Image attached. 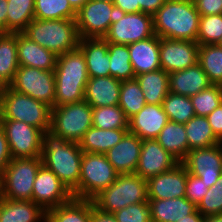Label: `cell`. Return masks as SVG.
<instances>
[{"label": "cell", "instance_id": "obj_1", "mask_svg": "<svg viewBox=\"0 0 222 222\" xmlns=\"http://www.w3.org/2000/svg\"><path fill=\"white\" fill-rule=\"evenodd\" d=\"M83 151L79 143L67 141L51 130L42 134V164L78 198V184Z\"/></svg>", "mask_w": 222, "mask_h": 222}, {"label": "cell", "instance_id": "obj_2", "mask_svg": "<svg viewBox=\"0 0 222 222\" xmlns=\"http://www.w3.org/2000/svg\"><path fill=\"white\" fill-rule=\"evenodd\" d=\"M199 20L193 0H166L153 15L154 32L160 38L197 42Z\"/></svg>", "mask_w": 222, "mask_h": 222}, {"label": "cell", "instance_id": "obj_3", "mask_svg": "<svg viewBox=\"0 0 222 222\" xmlns=\"http://www.w3.org/2000/svg\"><path fill=\"white\" fill-rule=\"evenodd\" d=\"M54 74V106H63L84 100L89 76L84 54L79 47L58 55Z\"/></svg>", "mask_w": 222, "mask_h": 222}, {"label": "cell", "instance_id": "obj_4", "mask_svg": "<svg viewBox=\"0 0 222 222\" xmlns=\"http://www.w3.org/2000/svg\"><path fill=\"white\" fill-rule=\"evenodd\" d=\"M23 33L57 56L76 49L80 40L76 19L39 20L34 18Z\"/></svg>", "mask_w": 222, "mask_h": 222}, {"label": "cell", "instance_id": "obj_5", "mask_svg": "<svg viewBox=\"0 0 222 222\" xmlns=\"http://www.w3.org/2000/svg\"><path fill=\"white\" fill-rule=\"evenodd\" d=\"M92 201L95 208L107 214H113L132 204L147 202V180L135 173L118 174L116 180Z\"/></svg>", "mask_w": 222, "mask_h": 222}, {"label": "cell", "instance_id": "obj_6", "mask_svg": "<svg viewBox=\"0 0 222 222\" xmlns=\"http://www.w3.org/2000/svg\"><path fill=\"white\" fill-rule=\"evenodd\" d=\"M52 107L9 86L0 102L1 119H12L41 129L50 130Z\"/></svg>", "mask_w": 222, "mask_h": 222}, {"label": "cell", "instance_id": "obj_7", "mask_svg": "<svg viewBox=\"0 0 222 222\" xmlns=\"http://www.w3.org/2000/svg\"><path fill=\"white\" fill-rule=\"evenodd\" d=\"M42 165L41 156L12 159L0 176V197L32 201L33 183Z\"/></svg>", "mask_w": 222, "mask_h": 222}, {"label": "cell", "instance_id": "obj_8", "mask_svg": "<svg viewBox=\"0 0 222 222\" xmlns=\"http://www.w3.org/2000/svg\"><path fill=\"white\" fill-rule=\"evenodd\" d=\"M92 126V107L85 100L52 107L50 130L67 141L79 143Z\"/></svg>", "mask_w": 222, "mask_h": 222}, {"label": "cell", "instance_id": "obj_9", "mask_svg": "<svg viewBox=\"0 0 222 222\" xmlns=\"http://www.w3.org/2000/svg\"><path fill=\"white\" fill-rule=\"evenodd\" d=\"M118 174L105 154L83 152L78 198L92 200L102 190L111 185Z\"/></svg>", "mask_w": 222, "mask_h": 222}, {"label": "cell", "instance_id": "obj_10", "mask_svg": "<svg viewBox=\"0 0 222 222\" xmlns=\"http://www.w3.org/2000/svg\"><path fill=\"white\" fill-rule=\"evenodd\" d=\"M12 90L30 96L54 107L55 74L29 66H19L13 81L8 85Z\"/></svg>", "mask_w": 222, "mask_h": 222}, {"label": "cell", "instance_id": "obj_11", "mask_svg": "<svg viewBox=\"0 0 222 222\" xmlns=\"http://www.w3.org/2000/svg\"><path fill=\"white\" fill-rule=\"evenodd\" d=\"M116 14L113 2L88 0L76 15L77 32L80 39L104 38Z\"/></svg>", "mask_w": 222, "mask_h": 222}, {"label": "cell", "instance_id": "obj_12", "mask_svg": "<svg viewBox=\"0 0 222 222\" xmlns=\"http://www.w3.org/2000/svg\"><path fill=\"white\" fill-rule=\"evenodd\" d=\"M155 35L153 16L138 13H117L104 39L108 43L131 44Z\"/></svg>", "mask_w": 222, "mask_h": 222}, {"label": "cell", "instance_id": "obj_13", "mask_svg": "<svg viewBox=\"0 0 222 222\" xmlns=\"http://www.w3.org/2000/svg\"><path fill=\"white\" fill-rule=\"evenodd\" d=\"M12 159L41 156L43 131L23 121L1 119Z\"/></svg>", "mask_w": 222, "mask_h": 222}, {"label": "cell", "instance_id": "obj_14", "mask_svg": "<svg viewBox=\"0 0 222 222\" xmlns=\"http://www.w3.org/2000/svg\"><path fill=\"white\" fill-rule=\"evenodd\" d=\"M187 173L198 176L208 188L214 186L222 174V143L190 150L181 161Z\"/></svg>", "mask_w": 222, "mask_h": 222}, {"label": "cell", "instance_id": "obj_15", "mask_svg": "<svg viewBox=\"0 0 222 222\" xmlns=\"http://www.w3.org/2000/svg\"><path fill=\"white\" fill-rule=\"evenodd\" d=\"M73 197L57 175L42 165L33 183L32 201L45 211L68 202Z\"/></svg>", "mask_w": 222, "mask_h": 222}, {"label": "cell", "instance_id": "obj_16", "mask_svg": "<svg viewBox=\"0 0 222 222\" xmlns=\"http://www.w3.org/2000/svg\"><path fill=\"white\" fill-rule=\"evenodd\" d=\"M199 46L196 41L160 38L161 69L171 73L194 66L198 63Z\"/></svg>", "mask_w": 222, "mask_h": 222}, {"label": "cell", "instance_id": "obj_17", "mask_svg": "<svg viewBox=\"0 0 222 222\" xmlns=\"http://www.w3.org/2000/svg\"><path fill=\"white\" fill-rule=\"evenodd\" d=\"M180 163L166 151L156 139L142 140L141 153L135 174L148 180L162 172L171 170Z\"/></svg>", "mask_w": 222, "mask_h": 222}, {"label": "cell", "instance_id": "obj_18", "mask_svg": "<svg viewBox=\"0 0 222 222\" xmlns=\"http://www.w3.org/2000/svg\"><path fill=\"white\" fill-rule=\"evenodd\" d=\"M187 170L180 162L177 166L147 180L148 199L185 197Z\"/></svg>", "mask_w": 222, "mask_h": 222}, {"label": "cell", "instance_id": "obj_19", "mask_svg": "<svg viewBox=\"0 0 222 222\" xmlns=\"http://www.w3.org/2000/svg\"><path fill=\"white\" fill-rule=\"evenodd\" d=\"M168 121L162 104H146L128 120V132L142 140L156 139Z\"/></svg>", "mask_w": 222, "mask_h": 222}, {"label": "cell", "instance_id": "obj_20", "mask_svg": "<svg viewBox=\"0 0 222 222\" xmlns=\"http://www.w3.org/2000/svg\"><path fill=\"white\" fill-rule=\"evenodd\" d=\"M142 139L127 132L105 156L119 174L135 173L141 153Z\"/></svg>", "mask_w": 222, "mask_h": 222}, {"label": "cell", "instance_id": "obj_21", "mask_svg": "<svg viewBox=\"0 0 222 222\" xmlns=\"http://www.w3.org/2000/svg\"><path fill=\"white\" fill-rule=\"evenodd\" d=\"M19 66H29L44 71H54L57 55L32 41L23 32H17Z\"/></svg>", "mask_w": 222, "mask_h": 222}, {"label": "cell", "instance_id": "obj_22", "mask_svg": "<svg viewBox=\"0 0 222 222\" xmlns=\"http://www.w3.org/2000/svg\"><path fill=\"white\" fill-rule=\"evenodd\" d=\"M128 49L135 76L161 69L160 37L156 34L145 40L128 44Z\"/></svg>", "mask_w": 222, "mask_h": 222}, {"label": "cell", "instance_id": "obj_23", "mask_svg": "<svg viewBox=\"0 0 222 222\" xmlns=\"http://www.w3.org/2000/svg\"><path fill=\"white\" fill-rule=\"evenodd\" d=\"M78 47L84 54L89 78L110 76L108 42L104 38H83Z\"/></svg>", "mask_w": 222, "mask_h": 222}, {"label": "cell", "instance_id": "obj_24", "mask_svg": "<svg viewBox=\"0 0 222 222\" xmlns=\"http://www.w3.org/2000/svg\"><path fill=\"white\" fill-rule=\"evenodd\" d=\"M169 92L191 97L212 85L208 76L197 63L184 70L169 73Z\"/></svg>", "mask_w": 222, "mask_h": 222}, {"label": "cell", "instance_id": "obj_25", "mask_svg": "<svg viewBox=\"0 0 222 222\" xmlns=\"http://www.w3.org/2000/svg\"><path fill=\"white\" fill-rule=\"evenodd\" d=\"M121 81L114 77L89 78L84 100L93 107L116 106L119 103Z\"/></svg>", "mask_w": 222, "mask_h": 222}, {"label": "cell", "instance_id": "obj_26", "mask_svg": "<svg viewBox=\"0 0 222 222\" xmlns=\"http://www.w3.org/2000/svg\"><path fill=\"white\" fill-rule=\"evenodd\" d=\"M0 222H46V211L33 201L0 197Z\"/></svg>", "mask_w": 222, "mask_h": 222}, {"label": "cell", "instance_id": "obj_27", "mask_svg": "<svg viewBox=\"0 0 222 222\" xmlns=\"http://www.w3.org/2000/svg\"><path fill=\"white\" fill-rule=\"evenodd\" d=\"M152 222H177L197 210L186 197L148 199Z\"/></svg>", "mask_w": 222, "mask_h": 222}, {"label": "cell", "instance_id": "obj_28", "mask_svg": "<svg viewBox=\"0 0 222 222\" xmlns=\"http://www.w3.org/2000/svg\"><path fill=\"white\" fill-rule=\"evenodd\" d=\"M92 200L72 197L68 202L48 209L46 222H91Z\"/></svg>", "mask_w": 222, "mask_h": 222}, {"label": "cell", "instance_id": "obj_29", "mask_svg": "<svg viewBox=\"0 0 222 222\" xmlns=\"http://www.w3.org/2000/svg\"><path fill=\"white\" fill-rule=\"evenodd\" d=\"M128 129H100L92 126L79 142L80 149L87 153L105 154L121 141Z\"/></svg>", "mask_w": 222, "mask_h": 222}, {"label": "cell", "instance_id": "obj_30", "mask_svg": "<svg viewBox=\"0 0 222 222\" xmlns=\"http://www.w3.org/2000/svg\"><path fill=\"white\" fill-rule=\"evenodd\" d=\"M146 104L161 105L169 93V73L162 69L135 76Z\"/></svg>", "mask_w": 222, "mask_h": 222}, {"label": "cell", "instance_id": "obj_31", "mask_svg": "<svg viewBox=\"0 0 222 222\" xmlns=\"http://www.w3.org/2000/svg\"><path fill=\"white\" fill-rule=\"evenodd\" d=\"M156 140L166 151L171 153L180 162L189 152L184 124L168 121Z\"/></svg>", "mask_w": 222, "mask_h": 222}, {"label": "cell", "instance_id": "obj_32", "mask_svg": "<svg viewBox=\"0 0 222 222\" xmlns=\"http://www.w3.org/2000/svg\"><path fill=\"white\" fill-rule=\"evenodd\" d=\"M185 126L189 151L195 148H207L222 143L213 133L206 116H194Z\"/></svg>", "mask_w": 222, "mask_h": 222}, {"label": "cell", "instance_id": "obj_33", "mask_svg": "<svg viewBox=\"0 0 222 222\" xmlns=\"http://www.w3.org/2000/svg\"><path fill=\"white\" fill-rule=\"evenodd\" d=\"M18 68L17 32L0 33V77L9 85Z\"/></svg>", "mask_w": 222, "mask_h": 222}, {"label": "cell", "instance_id": "obj_34", "mask_svg": "<svg viewBox=\"0 0 222 222\" xmlns=\"http://www.w3.org/2000/svg\"><path fill=\"white\" fill-rule=\"evenodd\" d=\"M198 64L212 84L222 83V47L219 44L200 45Z\"/></svg>", "mask_w": 222, "mask_h": 222}, {"label": "cell", "instance_id": "obj_35", "mask_svg": "<svg viewBox=\"0 0 222 222\" xmlns=\"http://www.w3.org/2000/svg\"><path fill=\"white\" fill-rule=\"evenodd\" d=\"M110 76L120 81L135 79L128 45L108 43Z\"/></svg>", "mask_w": 222, "mask_h": 222}, {"label": "cell", "instance_id": "obj_36", "mask_svg": "<svg viewBox=\"0 0 222 222\" xmlns=\"http://www.w3.org/2000/svg\"><path fill=\"white\" fill-rule=\"evenodd\" d=\"M34 18V0H8L7 32H23Z\"/></svg>", "mask_w": 222, "mask_h": 222}, {"label": "cell", "instance_id": "obj_37", "mask_svg": "<svg viewBox=\"0 0 222 222\" xmlns=\"http://www.w3.org/2000/svg\"><path fill=\"white\" fill-rule=\"evenodd\" d=\"M118 105L128 120L146 105L143 91L136 79L121 81Z\"/></svg>", "mask_w": 222, "mask_h": 222}, {"label": "cell", "instance_id": "obj_38", "mask_svg": "<svg viewBox=\"0 0 222 222\" xmlns=\"http://www.w3.org/2000/svg\"><path fill=\"white\" fill-rule=\"evenodd\" d=\"M68 0H34V17L39 20L76 19Z\"/></svg>", "mask_w": 222, "mask_h": 222}, {"label": "cell", "instance_id": "obj_39", "mask_svg": "<svg viewBox=\"0 0 222 222\" xmlns=\"http://www.w3.org/2000/svg\"><path fill=\"white\" fill-rule=\"evenodd\" d=\"M168 120L179 124H186L195 116L190 97L169 92L162 103Z\"/></svg>", "mask_w": 222, "mask_h": 222}, {"label": "cell", "instance_id": "obj_40", "mask_svg": "<svg viewBox=\"0 0 222 222\" xmlns=\"http://www.w3.org/2000/svg\"><path fill=\"white\" fill-rule=\"evenodd\" d=\"M92 124L100 129H128V119L119 105L93 107Z\"/></svg>", "mask_w": 222, "mask_h": 222}, {"label": "cell", "instance_id": "obj_41", "mask_svg": "<svg viewBox=\"0 0 222 222\" xmlns=\"http://www.w3.org/2000/svg\"><path fill=\"white\" fill-rule=\"evenodd\" d=\"M196 116H208L214 109L222 104V91L220 85L212 84L196 95L190 97Z\"/></svg>", "mask_w": 222, "mask_h": 222}, {"label": "cell", "instance_id": "obj_42", "mask_svg": "<svg viewBox=\"0 0 222 222\" xmlns=\"http://www.w3.org/2000/svg\"><path fill=\"white\" fill-rule=\"evenodd\" d=\"M222 40V14L200 16L197 43L218 44Z\"/></svg>", "mask_w": 222, "mask_h": 222}, {"label": "cell", "instance_id": "obj_43", "mask_svg": "<svg viewBox=\"0 0 222 222\" xmlns=\"http://www.w3.org/2000/svg\"><path fill=\"white\" fill-rule=\"evenodd\" d=\"M197 210L203 215L222 214V174L217 183L208 189Z\"/></svg>", "mask_w": 222, "mask_h": 222}, {"label": "cell", "instance_id": "obj_44", "mask_svg": "<svg viewBox=\"0 0 222 222\" xmlns=\"http://www.w3.org/2000/svg\"><path fill=\"white\" fill-rule=\"evenodd\" d=\"M113 215L117 222H152L148 201L129 205Z\"/></svg>", "mask_w": 222, "mask_h": 222}, {"label": "cell", "instance_id": "obj_45", "mask_svg": "<svg viewBox=\"0 0 222 222\" xmlns=\"http://www.w3.org/2000/svg\"><path fill=\"white\" fill-rule=\"evenodd\" d=\"M185 197L196 206L203 200L208 191L207 185L198 176L187 173Z\"/></svg>", "mask_w": 222, "mask_h": 222}, {"label": "cell", "instance_id": "obj_46", "mask_svg": "<svg viewBox=\"0 0 222 222\" xmlns=\"http://www.w3.org/2000/svg\"><path fill=\"white\" fill-rule=\"evenodd\" d=\"M200 16L222 14V0H193Z\"/></svg>", "mask_w": 222, "mask_h": 222}, {"label": "cell", "instance_id": "obj_47", "mask_svg": "<svg viewBox=\"0 0 222 222\" xmlns=\"http://www.w3.org/2000/svg\"><path fill=\"white\" fill-rule=\"evenodd\" d=\"M215 136L222 142V104L206 116Z\"/></svg>", "mask_w": 222, "mask_h": 222}, {"label": "cell", "instance_id": "obj_48", "mask_svg": "<svg viewBox=\"0 0 222 222\" xmlns=\"http://www.w3.org/2000/svg\"><path fill=\"white\" fill-rule=\"evenodd\" d=\"M12 160L4 130L0 127V176Z\"/></svg>", "mask_w": 222, "mask_h": 222}, {"label": "cell", "instance_id": "obj_49", "mask_svg": "<svg viewBox=\"0 0 222 222\" xmlns=\"http://www.w3.org/2000/svg\"><path fill=\"white\" fill-rule=\"evenodd\" d=\"M117 13H138L140 5L138 0H114Z\"/></svg>", "mask_w": 222, "mask_h": 222}, {"label": "cell", "instance_id": "obj_50", "mask_svg": "<svg viewBox=\"0 0 222 222\" xmlns=\"http://www.w3.org/2000/svg\"><path fill=\"white\" fill-rule=\"evenodd\" d=\"M166 0H138L140 12L154 15L165 3Z\"/></svg>", "mask_w": 222, "mask_h": 222}, {"label": "cell", "instance_id": "obj_51", "mask_svg": "<svg viewBox=\"0 0 222 222\" xmlns=\"http://www.w3.org/2000/svg\"><path fill=\"white\" fill-rule=\"evenodd\" d=\"M91 222H117V220L113 214H107L104 212H100L97 208H95L94 203L92 201Z\"/></svg>", "mask_w": 222, "mask_h": 222}, {"label": "cell", "instance_id": "obj_52", "mask_svg": "<svg viewBox=\"0 0 222 222\" xmlns=\"http://www.w3.org/2000/svg\"><path fill=\"white\" fill-rule=\"evenodd\" d=\"M8 0H0V33H7Z\"/></svg>", "mask_w": 222, "mask_h": 222}, {"label": "cell", "instance_id": "obj_53", "mask_svg": "<svg viewBox=\"0 0 222 222\" xmlns=\"http://www.w3.org/2000/svg\"><path fill=\"white\" fill-rule=\"evenodd\" d=\"M177 222H204V216L196 210L194 213L186 215L185 218H182Z\"/></svg>", "mask_w": 222, "mask_h": 222}, {"label": "cell", "instance_id": "obj_54", "mask_svg": "<svg viewBox=\"0 0 222 222\" xmlns=\"http://www.w3.org/2000/svg\"><path fill=\"white\" fill-rule=\"evenodd\" d=\"M88 0H68L71 7L78 12Z\"/></svg>", "mask_w": 222, "mask_h": 222}, {"label": "cell", "instance_id": "obj_55", "mask_svg": "<svg viewBox=\"0 0 222 222\" xmlns=\"http://www.w3.org/2000/svg\"><path fill=\"white\" fill-rule=\"evenodd\" d=\"M204 222H222V214L204 216Z\"/></svg>", "mask_w": 222, "mask_h": 222}, {"label": "cell", "instance_id": "obj_56", "mask_svg": "<svg viewBox=\"0 0 222 222\" xmlns=\"http://www.w3.org/2000/svg\"><path fill=\"white\" fill-rule=\"evenodd\" d=\"M7 87H8V84L0 77V102H1L2 96L6 92Z\"/></svg>", "mask_w": 222, "mask_h": 222}, {"label": "cell", "instance_id": "obj_57", "mask_svg": "<svg viewBox=\"0 0 222 222\" xmlns=\"http://www.w3.org/2000/svg\"><path fill=\"white\" fill-rule=\"evenodd\" d=\"M102 1H108V2H113L114 0H102Z\"/></svg>", "mask_w": 222, "mask_h": 222}, {"label": "cell", "instance_id": "obj_58", "mask_svg": "<svg viewBox=\"0 0 222 222\" xmlns=\"http://www.w3.org/2000/svg\"><path fill=\"white\" fill-rule=\"evenodd\" d=\"M218 44L222 47V40Z\"/></svg>", "mask_w": 222, "mask_h": 222}]
</instances>
